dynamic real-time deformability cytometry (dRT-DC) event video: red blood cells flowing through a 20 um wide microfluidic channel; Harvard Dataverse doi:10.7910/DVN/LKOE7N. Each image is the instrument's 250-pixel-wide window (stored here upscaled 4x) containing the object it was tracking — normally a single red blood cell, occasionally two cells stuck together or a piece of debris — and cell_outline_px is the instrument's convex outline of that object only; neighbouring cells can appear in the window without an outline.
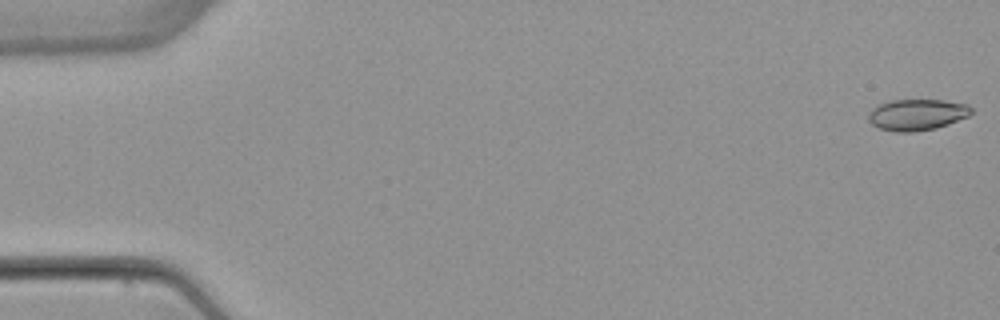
{"species": "common noctule bat (a hibernating species)", "species_latin": "Nyctalus noctula", "temperature_condition": "warm", "stored_images_in_passage": 51, "camera_frame_rate_fps": 3000, "um_per_image_px": 0.085, "animal": {"sex": "female", "body_mass_g": 22.7, "forearm_length_mm": 54.2}, "frame": {"image": 1, "passage_image": 1, "time_ms": 0.0, "image_size_px": [1000, 320], "cell_outline_px": [[972, 112], [968, 116], [948, 124], [936, 128], [916, 132], [896, 132], [880, 128], [872, 124], [868, 120], [868, 112], [876, 104], [892, 100], [944, 100], [968, 104], [972, 108]], "centroid_in_image_um": [77.92, 9.74], "position_along_channel_um": 7.1, "area_um2": 18.9}}
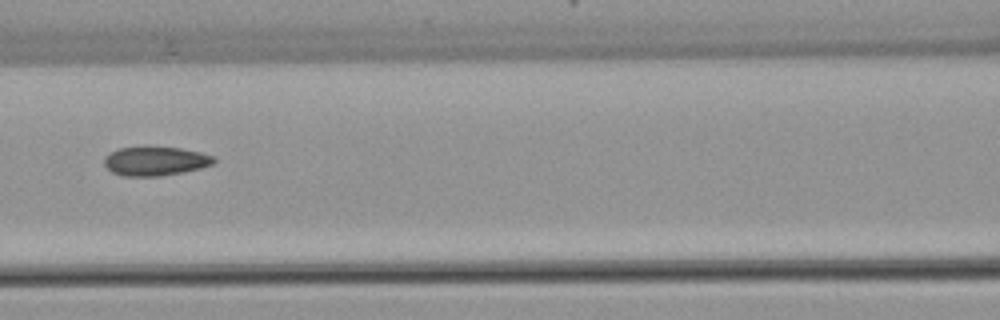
{"frame": {"image": 2, "passage_image": 24, "time_ms": 7.667, "image_size_px": [1000, 320], "cell_outline_px": [[216, 164], [200, 168], [160, 176], [124, 176], [112, 172], [104, 164], [104, 156], [120, 148], [144, 144], [180, 148], [200, 152], [212, 156], [216, 160]], "centroid_in_image_um": [13.19, 13.65], "position_along_channel_um": 153.4, "area_um2": 19.02}}
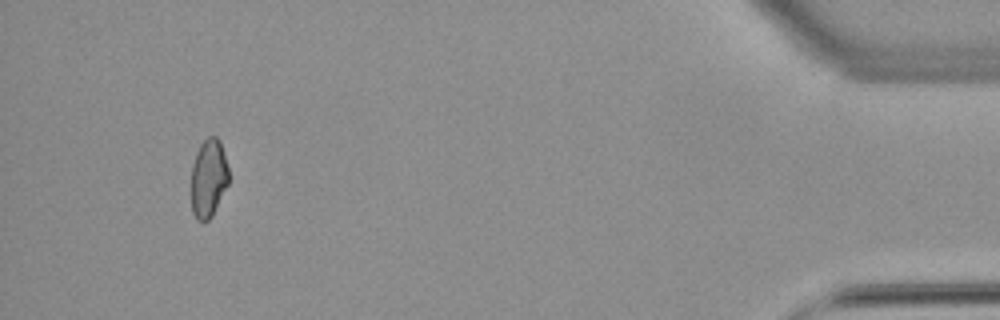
{"frame": {"image": 3, "passage_image": 50, "time_ms": 16.333, "image_size_px": [1000, 320], "cell_outline_px": [[228, 184], [212, 216], [204, 224], [196, 220], [192, 212], [192, 164], [196, 152], [200, 144], [208, 136], [216, 136], [220, 140], [228, 168]], "centroid_in_image_um": [17.71, 15.17], "position_along_channel_um": 417.5, "area_um2": 17.22}}